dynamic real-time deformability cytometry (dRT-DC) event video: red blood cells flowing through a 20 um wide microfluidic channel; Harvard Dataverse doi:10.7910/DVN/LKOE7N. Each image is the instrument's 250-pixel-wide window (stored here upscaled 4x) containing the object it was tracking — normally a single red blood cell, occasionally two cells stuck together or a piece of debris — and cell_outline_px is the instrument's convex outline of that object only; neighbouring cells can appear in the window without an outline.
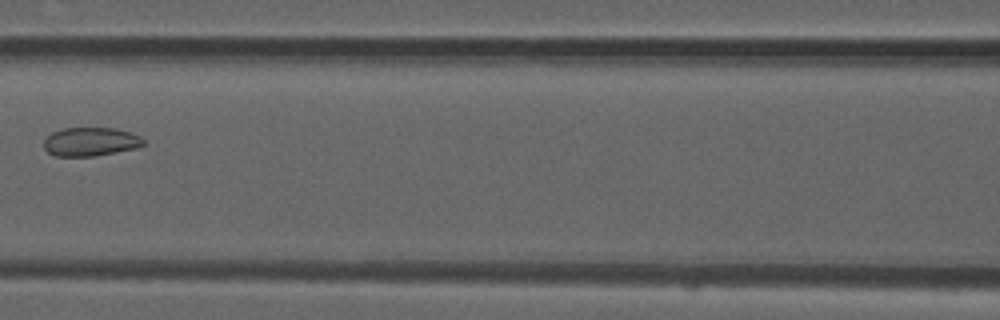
{"species": "common noctule bat (a hibernating species)", "species_latin": "Nyctalus noctula", "temperature_condition": "room temperature", "stored_images_in_passage": 8, "camera_frame_rate_fps": 3000, "um_per_image_px": 0.085, "animal": {"sex": "male", "forearm_length_mm": 52.5}, "frame": {"image": 1, "passage_image": 7, "time_ms": 2.0, "image_size_px": [1000, 320], "cell_outline_px": [[144, 144], [136, 148], [92, 156], [52, 156], [44, 148], [44, 140], [52, 132], [64, 128], [116, 128], [140, 136], [144, 140]], "centroid_in_image_um": [7.67, 12.04], "position_along_channel_um": 158.9, "area_um2": 16.53}}
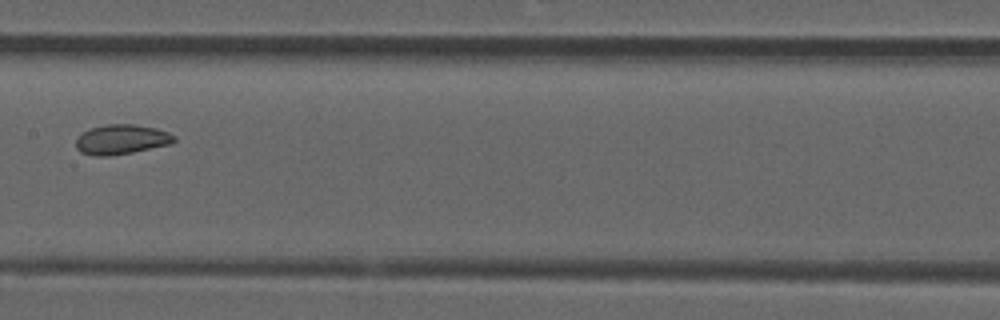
{"frame": {"image": 2, "passage_image": 8, "time_ms": 2.333, "image_size_px": [1000, 320], "cell_outline_px": [[176, 140], [172, 144], [132, 152], [108, 156], [96, 156], [80, 152], [76, 148], [76, 140], [84, 132], [92, 128], [108, 124], [132, 124], [156, 128], [168, 132], [176, 136]], "centroid_in_image_um": [10.36, 11.86], "position_along_channel_um": 197.0, "area_um2": 16.94}}